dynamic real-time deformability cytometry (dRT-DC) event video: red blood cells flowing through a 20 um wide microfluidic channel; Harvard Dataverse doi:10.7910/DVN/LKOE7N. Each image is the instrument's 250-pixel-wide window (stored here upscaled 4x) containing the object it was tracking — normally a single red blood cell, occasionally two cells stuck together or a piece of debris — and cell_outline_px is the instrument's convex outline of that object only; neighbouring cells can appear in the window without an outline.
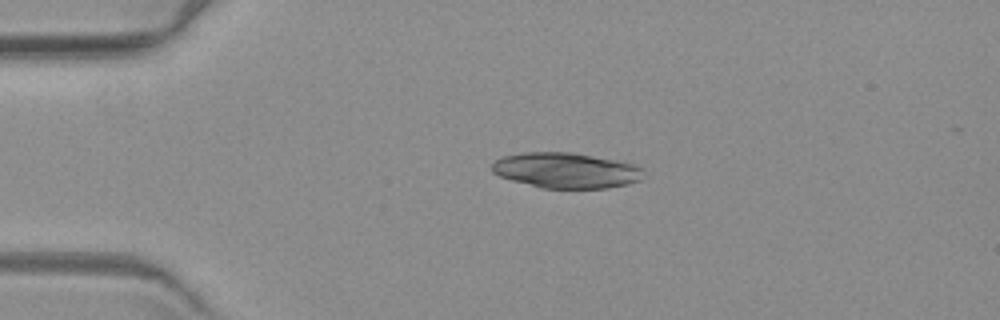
{"species": "common noctule bat (a hibernating species)", "species_latin": "Nyctalus noctula", "temperature_condition": "warm", "stored_images_in_passage": 2, "camera_frame_rate_fps": 3000, "um_per_image_px": 0.085, "animal": {"sex": "female", "body_mass_g": 19.3, "forearm_length_mm": 54.1}, "frame": {"image": 1, "passage_image": 1, "time_ms": 0.0, "image_size_px": [1000, 320], "cell_outline_px": [[640, 180], [628, 184], [608, 188], [540, 188], [512, 180], [500, 176], [492, 172], [492, 164], [500, 156], [524, 152], [572, 152], [616, 160], [636, 164], [640, 168]], "centroid_in_image_um": [48.07, 14.48], "position_along_channel_um": 36.9, "area_um2": 31.27}}